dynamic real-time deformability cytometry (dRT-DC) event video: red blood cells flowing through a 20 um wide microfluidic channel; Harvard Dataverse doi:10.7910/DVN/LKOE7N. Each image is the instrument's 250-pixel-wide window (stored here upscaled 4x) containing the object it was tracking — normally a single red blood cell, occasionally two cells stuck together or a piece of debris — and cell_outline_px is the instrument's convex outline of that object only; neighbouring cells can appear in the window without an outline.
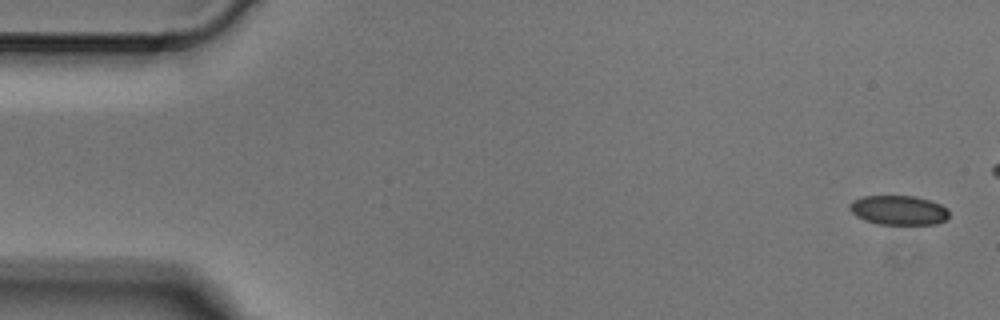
{"species": "Egyptian fruit bat (a non-hibernating species)", "species_latin": "Rousettus aegyptiacus", "temperature_condition": "cold", "stored_images_in_passage": 5, "camera_frame_rate_fps": 3000, "um_per_image_px": 0.085, "animal": {"sex": "male"}, "frame": {"image": 1, "passage_image": 1, "time_ms": 0.0, "image_size_px": [1000, 320], "cell_outline_px": [[948, 216], [944, 220], [936, 224], [876, 224], [864, 220], [856, 216], [848, 208], [848, 204], [852, 200], [864, 196], [916, 196], [940, 204], [948, 208]], "centroid_in_image_um": [76.34, 17.86], "position_along_channel_um": 8.7, "area_um2": 17.11}}